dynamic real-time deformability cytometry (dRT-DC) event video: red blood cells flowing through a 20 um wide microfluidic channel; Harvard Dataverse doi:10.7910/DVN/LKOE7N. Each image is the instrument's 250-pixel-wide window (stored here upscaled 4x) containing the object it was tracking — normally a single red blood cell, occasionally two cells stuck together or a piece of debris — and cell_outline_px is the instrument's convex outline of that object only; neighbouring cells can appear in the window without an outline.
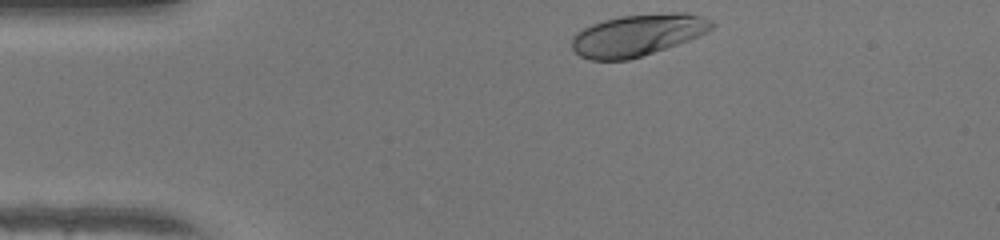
{"species": "human", "species_latin": "Homo sapiens", "temperature_condition": "warm", "stored_images_in_passage": 32, "camera_frame_rate_fps": 3000, "um_per_image_px": 0.085, "donor": {"sex": "female"}, "frame": {"image": 1, "passage_image": 1, "time_ms": 0.0, "image_size_px": [1000, 240], "cell_outline_px": [[716, 24], [712, 28], [688, 40], [628, 60], [592, 60], [580, 56], [572, 48], [572, 36], [576, 32], [592, 24], [604, 20], [620, 16], [672, 12], [684, 12], [700, 16], [712, 20]], "centroid_in_image_um": [54.17, 2.97], "position_along_channel_um": 30.8, "area_um2": 33.64}}
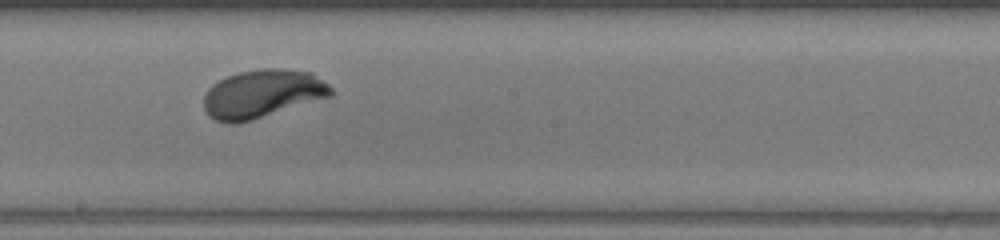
{"frame": {"image": 2, "passage_image": 19, "time_ms": 6.0, "image_size_px": [1000, 240], "cell_outline_px": [[332, 96], [252, 120], [236, 124], [228, 124], [216, 120], [208, 116], [204, 108], [204, 96], [208, 88], [212, 84], [228, 76], [240, 72], [264, 68], [284, 68], [312, 72], [328, 84], [332, 88]], "centroid_in_image_um": [22.3, 7.97], "position_along_channel_um": 225.9, "area_um2": 35.89}}
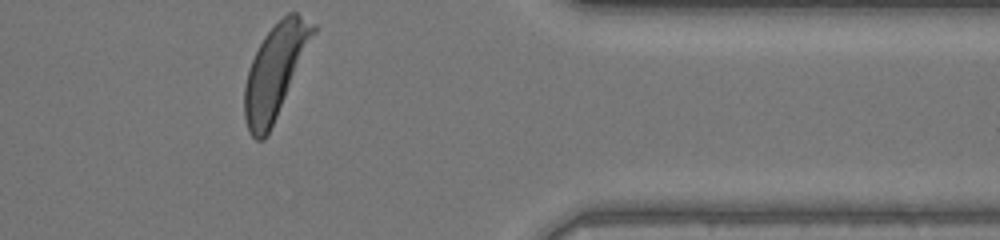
{"frame": {"image": 3, "passage_image": 32, "time_ms": 10.333, "image_size_px": [1000, 240], "cell_outline_px": [[316, 32], [276, 116], [264, 140], [256, 140], [248, 132], [244, 116], [244, 88], [248, 68], [264, 36], [288, 12], [296, 12], [316, 24]], "centroid_in_image_um": [23.37, 6.04], "position_along_channel_um": 388.0, "area_um2": 36.3}, "authors_computed_cell_mechanics": {"area_um2": 34.4199, "velocity_mm_per_s": 4.203, "shape_relaxation_time_tau1_ms": 2.2359, "shape_relaxation_time_tau2_ms": null, "deformation_change_tau1": 0.1777, "deformation_change_tau2": null}}